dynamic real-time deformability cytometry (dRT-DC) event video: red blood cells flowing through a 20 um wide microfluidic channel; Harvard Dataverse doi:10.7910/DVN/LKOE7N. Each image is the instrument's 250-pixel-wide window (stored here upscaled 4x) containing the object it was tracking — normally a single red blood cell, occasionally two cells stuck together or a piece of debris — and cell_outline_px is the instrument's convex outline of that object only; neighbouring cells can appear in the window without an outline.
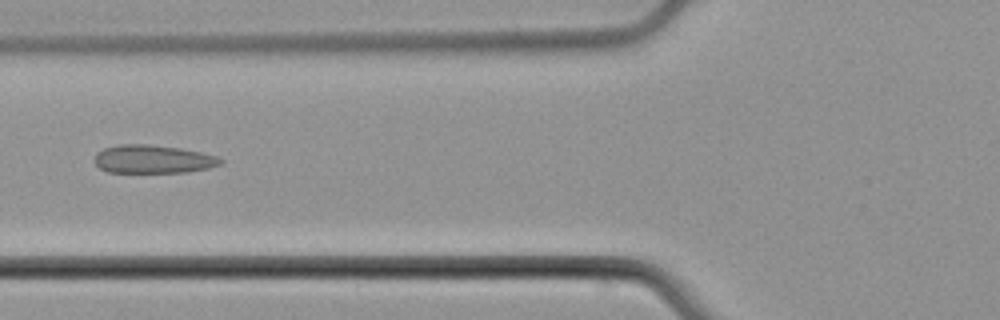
{"species": "common noctule bat (a hibernating species)", "species_latin": "Nyctalus noctula", "temperature_condition": "cold", "stored_images_in_passage": 7, "camera_frame_rate_fps": 3000, "um_per_image_px": 0.085, "animal": {"sex": "male", "body_mass_g": 21.5, "forearm_length_mm": 52.0}, "frame": {"image": 1, "passage_image": 5, "time_ms": 5.667, "image_size_px": [1000, 320], "cell_outline_px": [[224, 160], [220, 164], [208, 168], [188, 172], [108, 172], [100, 168], [92, 160], [96, 152], [104, 148], [116, 144], [148, 144], [180, 148], [200, 152], [216, 156]], "centroid_in_image_um": [12.95, 13.52], "position_along_channel_um": 112.8, "area_um2": 20.87}}
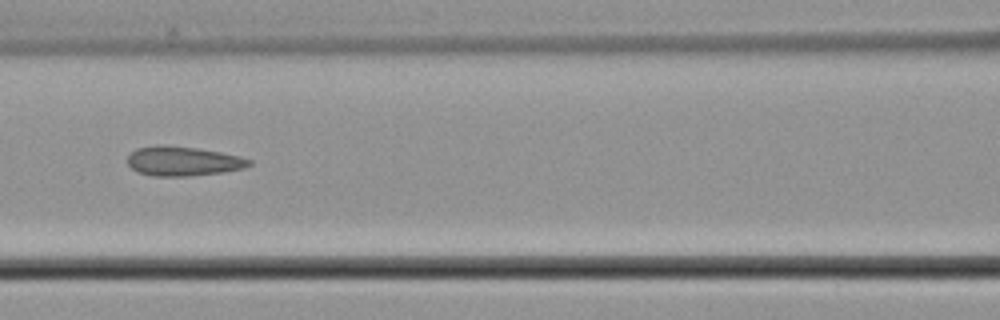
{"frame": {"image": 2, "passage_image": 6, "time_ms": 6.667, "image_size_px": [1000, 320], "cell_outline_px": [[252, 164], [244, 168], [224, 172], [188, 176], [152, 176], [136, 172], [128, 164], [128, 156], [136, 148], [156, 144], [164, 144], [196, 148], [220, 152], [240, 156], [252, 160]], "centroid_in_image_um": [15.55, 13.69], "position_along_channel_um": 151.1, "area_um2": 21.1}}
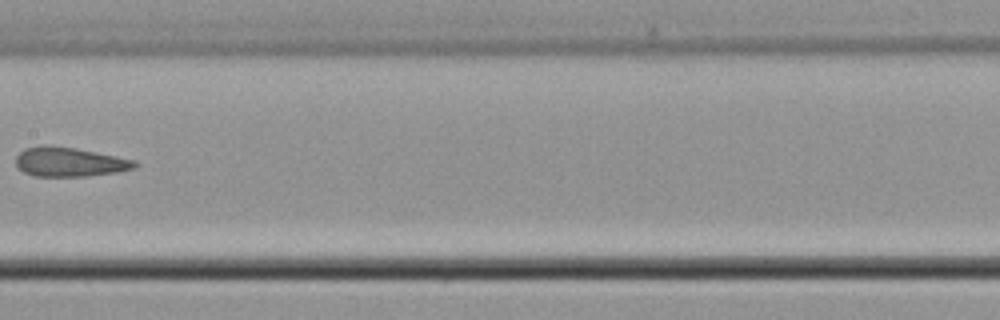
{"frame": {"image": 3, "passage_image": 7, "time_ms": 8.0, "image_size_px": [1000, 320], "cell_outline_px": [[136, 168], [120, 172], [88, 176], [36, 176], [24, 172], [16, 164], [16, 156], [24, 148], [44, 144], [76, 148], [96, 152], [132, 160], [136, 164]], "centroid_in_image_um": [5.88, 13.76], "position_along_channel_um": 201.5, "area_um2": 20.23}}